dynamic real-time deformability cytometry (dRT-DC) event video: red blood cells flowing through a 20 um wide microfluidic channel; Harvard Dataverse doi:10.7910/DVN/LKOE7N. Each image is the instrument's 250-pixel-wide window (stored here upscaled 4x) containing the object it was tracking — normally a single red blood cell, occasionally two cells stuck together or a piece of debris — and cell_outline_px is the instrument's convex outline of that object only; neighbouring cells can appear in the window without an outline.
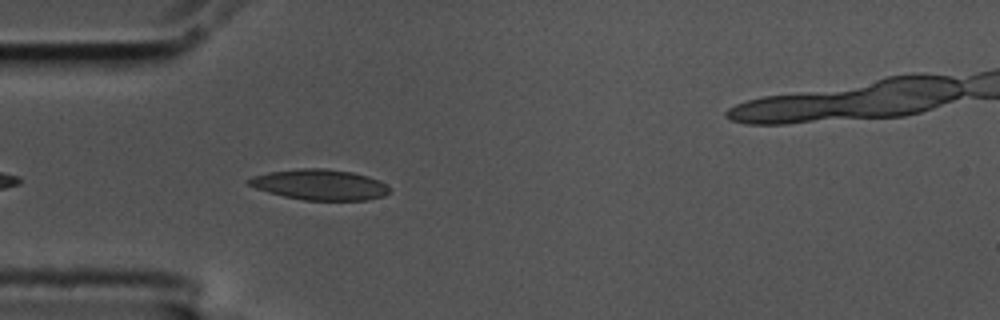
{"species": "common noctule bat (a hibernating species)", "species_latin": "Nyctalus noctula", "temperature_condition": "cold", "stored_images_in_passage": 39, "camera_frame_rate_fps": 3000, "um_per_image_px": 0.085, "animal": {"sex": "male", "body_mass_g": 17.5, "forearm_length_mm": 52.3}, "frame": {"image": 1, "passage_image": 4, "time_ms": 1.0, "image_size_px": [1000, 320], "cell_outline_px": [[388, 192], [384, 196], [368, 200], [304, 200], [284, 196], [268, 192], [256, 188], [248, 184], [244, 180], [252, 176], [268, 172], [300, 168], [324, 168], [352, 172], [368, 176], [380, 180], [388, 188]], "centroid_in_image_um": [27.15, 15.69], "position_along_channel_um": 57.9, "area_um2": 25.09}}
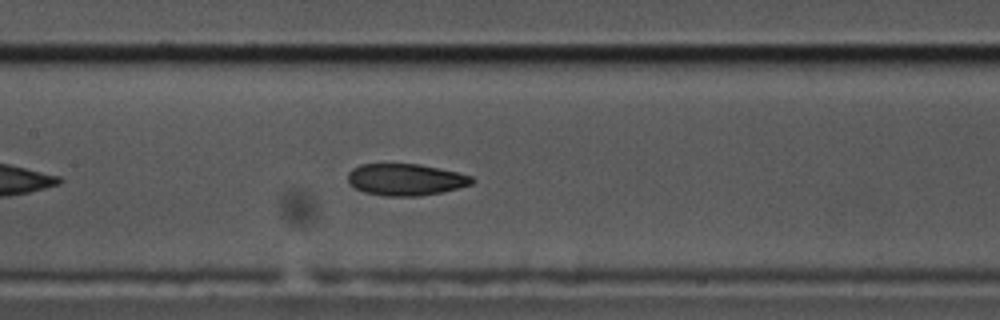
{"frame": {"image": 2, "passage_image": 14, "time_ms": 4.333, "image_size_px": [1000, 320], "cell_outline_px": [[476, 180], [472, 184], [460, 188], [444, 192], [420, 196], [384, 196], [364, 192], [348, 184], [348, 172], [352, 168], [360, 164], [420, 164], [456, 172], [472, 176]], "centroid_in_image_um": [34.49, 15.27], "position_along_channel_um": 172.9, "area_um2": 23.18}}
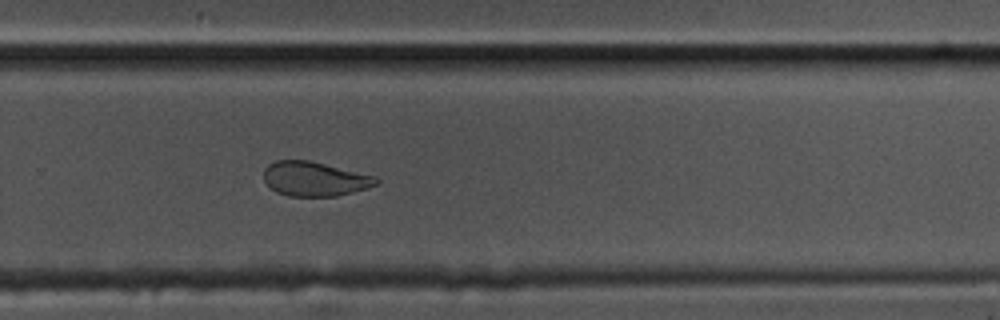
{"frame": {"image": 3, "passage_image": 25, "time_ms": 8.0, "image_size_px": [1000, 320], "cell_outline_px": [[380, 180], [376, 184], [368, 188], [336, 196], [288, 196], [276, 192], [264, 180], [264, 168], [268, 164], [276, 160], [308, 160], [376, 176]], "centroid_in_image_um": [26.74, 15.2], "position_along_channel_um": 303.1, "area_um2": 22.48}, "authors_computed_cell_mechanics": {"area_um2": 23.9292, "velocity_mm_per_s": 3.5544, "shape_relaxation_time_tau1_ms": 5.7718, "shape_relaxation_time_tau2_ms": 2.9223, "deformation_change_tau1": 0.168, "deformation_change_tau2": 0.0813}}